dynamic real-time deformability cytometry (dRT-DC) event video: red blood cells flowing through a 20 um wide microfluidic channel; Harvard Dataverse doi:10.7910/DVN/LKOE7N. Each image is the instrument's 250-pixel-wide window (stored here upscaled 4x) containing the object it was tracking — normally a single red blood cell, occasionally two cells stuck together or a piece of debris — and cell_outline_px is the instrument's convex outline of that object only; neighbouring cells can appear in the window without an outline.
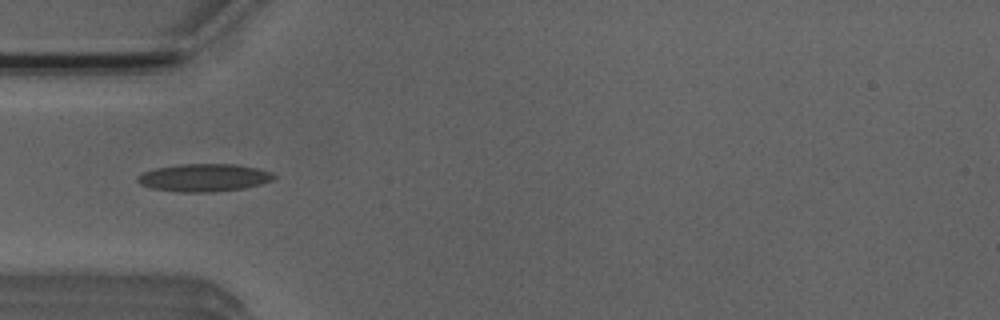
{"species": "Egyptian fruit bat (a non-hibernating species)", "species_latin": "Rousettus aegyptiacus", "temperature_condition": "room temperature", "stored_images_in_passage": 40, "camera_frame_rate_fps": 3000, "um_per_image_px": 0.085, "animal": {"sex": "male"}, "frame": {"image": 1, "passage_image": 4, "time_ms": 1.0, "image_size_px": [1000, 320], "cell_outline_px": [[276, 176], [272, 180], [260, 184], [244, 188], [212, 192], [176, 192], [152, 188], [140, 184], [136, 180], [136, 176], [144, 172], [156, 168], [180, 164], [236, 164], [256, 168], [272, 172]], "centroid_in_image_um": [17.32, 15.1], "position_along_channel_um": 67.7, "area_um2": 22.02}}
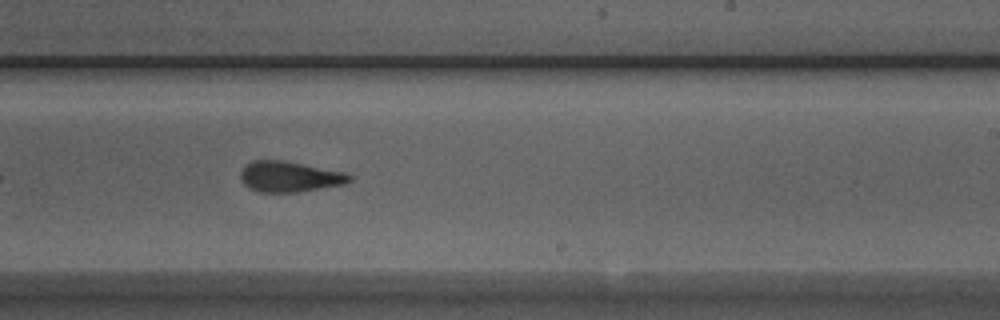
{"frame": {"image": 2, "passage_image": 19, "time_ms": 6.0, "image_size_px": [1000, 320], "cell_outline_px": [[352, 180], [344, 184], [296, 192], [256, 192], [248, 188], [244, 184], [240, 176], [240, 172], [252, 160], [284, 160], [344, 172], [352, 176]], "centroid_in_image_um": [24.59, 15.02], "position_along_channel_um": 264.4, "area_um2": 19.36}}
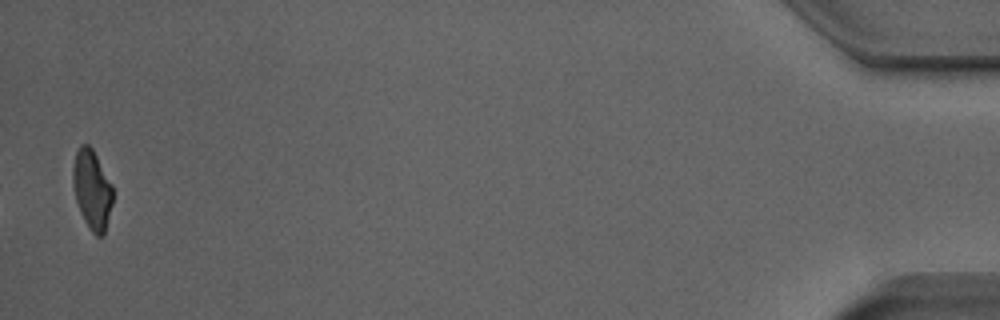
{"frame": {"image": 3, "passage_image": 39, "time_ms": 12.667, "image_size_px": [1000, 320], "cell_outline_px": [[112, 204], [104, 236], [96, 236], [88, 228], [80, 212], [76, 200], [72, 184], [72, 168], [76, 152], [80, 144], [88, 144], [92, 148], [112, 184]], "centroid_in_image_um": [7.81, 16.12], "position_along_channel_um": 427.4, "area_um2": 18.55}, "authors_computed_cell_mechanics": {"area_um2": 19.9699, "velocity_mm_per_s": 3.9366, "shape_relaxation_time_tau1_ms": 7.2361, "shape_relaxation_time_tau2_ms": 1.81, "deformation_change_tau1": 0.194, "deformation_change_tau2": 0.0976}}